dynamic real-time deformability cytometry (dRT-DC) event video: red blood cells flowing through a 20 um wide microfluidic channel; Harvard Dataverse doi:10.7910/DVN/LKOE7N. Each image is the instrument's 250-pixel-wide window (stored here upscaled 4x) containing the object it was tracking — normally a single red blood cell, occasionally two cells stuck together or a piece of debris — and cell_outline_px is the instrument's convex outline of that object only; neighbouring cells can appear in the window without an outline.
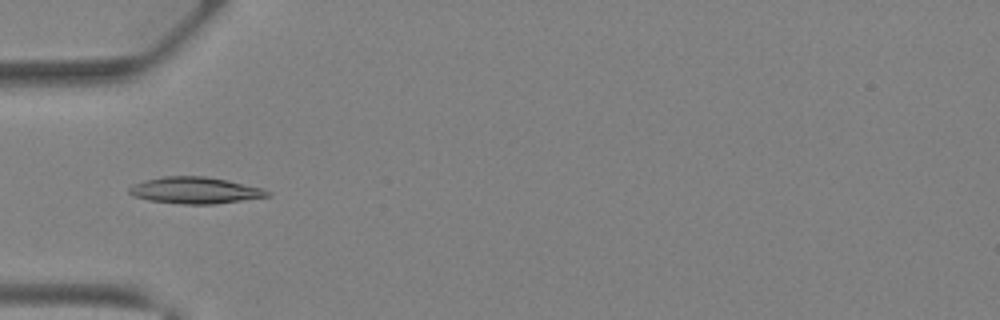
{"species": "Egyptian fruit bat (a non-hibernating species)", "species_latin": "Rousettus aegyptiacus", "temperature_condition": "warm", "stored_images_in_passage": 41, "camera_frame_rate_fps": 3000, "um_per_image_px": 0.085, "animal": {"sex": "female"}, "frame": {"image": 1, "passage_image": 14, "time_ms": 4.333, "image_size_px": [1000, 320], "cell_outline_px": [[272, 196], [216, 204], [180, 204], [148, 200], [132, 196], [128, 192], [128, 188], [132, 184], [144, 180], [164, 176], [204, 176], [228, 180], [264, 188], [272, 192]], "centroid_in_image_um": [16.6, 16.18], "position_along_channel_um": 68.4, "area_um2": 21.73}}
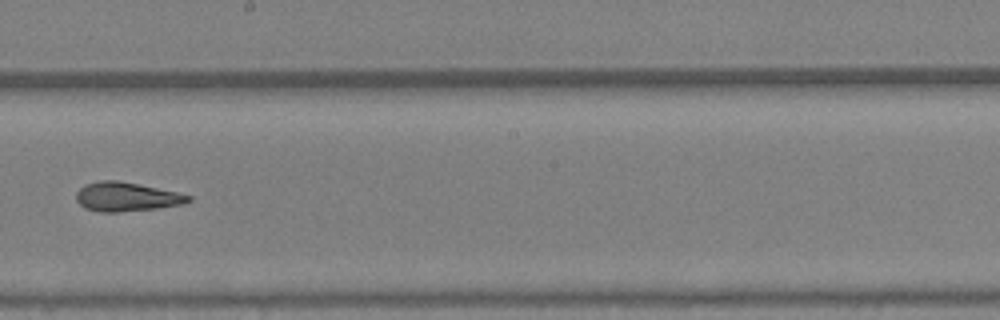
{"frame": {"image": 2, "passage_image": 24, "time_ms": 7.667, "image_size_px": [1000, 320], "cell_outline_px": [[192, 200], [184, 204], [156, 208], [116, 212], [100, 212], [84, 208], [76, 200], [76, 192], [80, 188], [88, 184], [100, 180], [116, 180], [176, 192], [192, 196]], "centroid_in_image_um": [10.74, 16.74], "position_along_channel_um": 237.5, "area_um2": 18.73}}
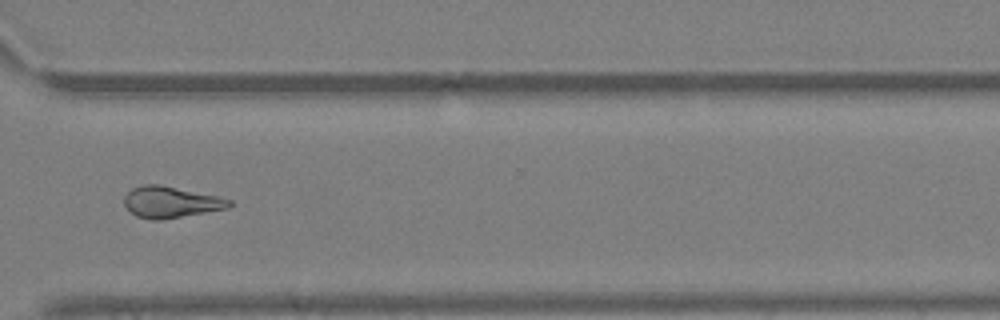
{"frame": {"image": 3, "passage_image": 31, "time_ms": 10.0, "image_size_px": [1000, 320], "cell_outline_px": [[232, 204], [228, 208], [160, 220], [152, 220], [136, 216], [124, 204], [124, 196], [132, 188], [144, 184], [160, 184], [220, 196], [232, 200]], "centroid_in_image_um": [14.53, 17.16], "position_along_channel_um": 356.1, "area_um2": 19.19}}